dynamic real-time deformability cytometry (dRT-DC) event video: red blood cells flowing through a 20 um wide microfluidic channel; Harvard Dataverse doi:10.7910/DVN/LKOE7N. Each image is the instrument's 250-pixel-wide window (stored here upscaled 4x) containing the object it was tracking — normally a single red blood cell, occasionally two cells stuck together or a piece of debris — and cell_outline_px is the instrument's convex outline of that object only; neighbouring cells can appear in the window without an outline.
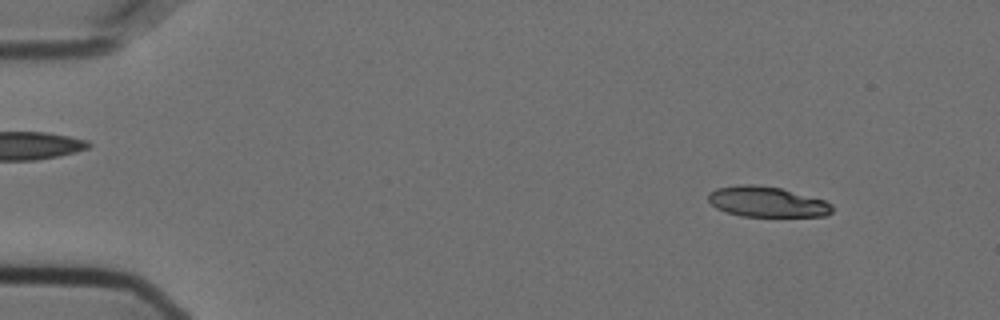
{"species": "Egyptian fruit bat (a non-hibernating species)", "species_latin": "Rousettus aegyptiacus", "temperature_condition": "cold", "stored_images_in_passage": 39, "camera_frame_rate_fps": 3000, "um_per_image_px": 0.085, "animal": {"sex": "female"}, "frame": {"image": 1, "passage_image": 6, "time_ms": 1.667, "image_size_px": [1000, 320], "cell_outline_px": [[832, 212], [824, 216], [740, 216], [724, 212], [716, 208], [708, 200], [708, 192], [716, 188], [740, 184], [752, 184], [780, 188], [824, 200], [832, 204]], "centroid_in_image_um": [65.14, 17.15], "position_along_channel_um": 19.9, "area_um2": 21.96}}
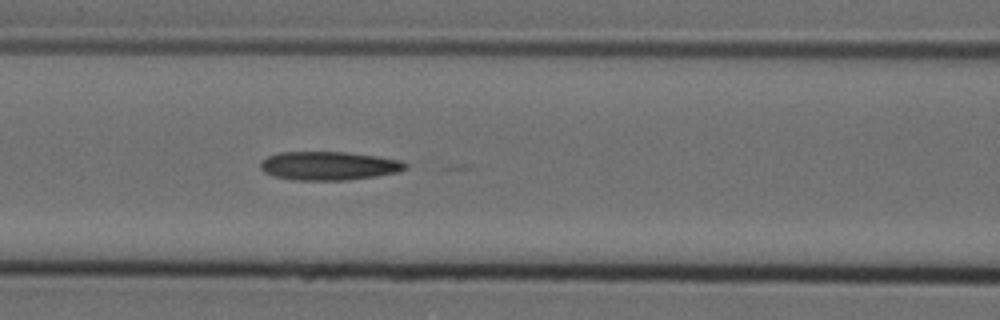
{"frame": {"image": 2, "passage_image": 24, "time_ms": 7.667, "image_size_px": [1000, 320], "cell_outline_px": [[408, 168], [400, 172], [376, 176], [348, 180], [292, 180], [272, 176], [264, 172], [260, 168], [260, 164], [268, 156], [280, 152], [348, 152], [404, 160], [408, 164]], "centroid_in_image_um": [28.0, 14.1], "position_along_channel_um": 138.6, "area_um2": 24.45}}
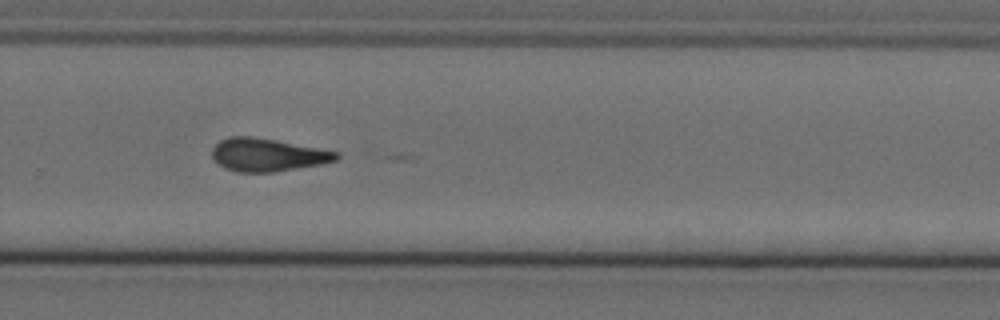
{"frame": {"image": 3, "passage_image": 38, "time_ms": 12.333, "image_size_px": [1000, 320], "cell_outline_px": [[340, 156], [336, 160], [320, 164], [272, 172], [236, 172], [224, 168], [212, 156], [212, 148], [220, 140], [228, 136], [252, 136], [276, 140], [340, 152]], "centroid_in_image_um": [22.72, 13.15], "position_along_channel_um": 307.1, "area_um2": 23.76}}